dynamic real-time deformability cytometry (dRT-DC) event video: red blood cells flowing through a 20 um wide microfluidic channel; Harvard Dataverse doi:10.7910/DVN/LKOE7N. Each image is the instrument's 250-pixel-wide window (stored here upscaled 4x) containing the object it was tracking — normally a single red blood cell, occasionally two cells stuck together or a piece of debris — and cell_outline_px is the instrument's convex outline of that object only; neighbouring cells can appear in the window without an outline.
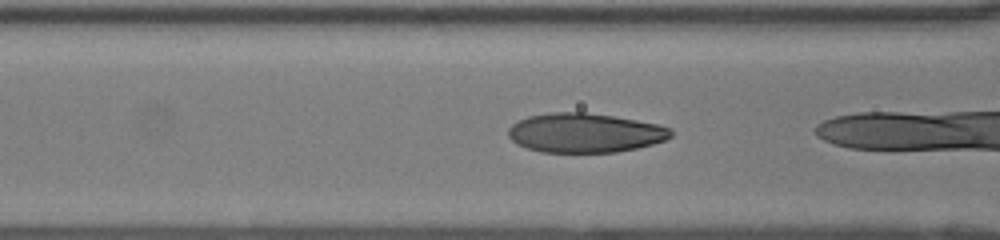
{"species": "human", "species_latin": "Homo sapiens", "temperature_condition": "room temperature", "stored_images_in_passage": 23, "camera_frame_rate_fps": 3000, "um_per_image_px": 0.085, "donor": {"sex": "female"}, "frame": {"image": 1, "passage_image": 22, "time_ms": 7.0, "image_size_px": [1000, 240], "cell_outline_px": [[672, 136], [664, 140], [652, 144], [636, 148], [616, 152], [540, 152], [516, 144], [508, 136], [508, 128], [512, 124], [528, 116], [552, 112], [584, 112], [612, 116], [636, 120], [656, 124], [668, 128], [672, 132]], "centroid_in_image_um": [49.67, 11.29], "position_along_channel_um": 116.9, "area_um2": 37.05}}